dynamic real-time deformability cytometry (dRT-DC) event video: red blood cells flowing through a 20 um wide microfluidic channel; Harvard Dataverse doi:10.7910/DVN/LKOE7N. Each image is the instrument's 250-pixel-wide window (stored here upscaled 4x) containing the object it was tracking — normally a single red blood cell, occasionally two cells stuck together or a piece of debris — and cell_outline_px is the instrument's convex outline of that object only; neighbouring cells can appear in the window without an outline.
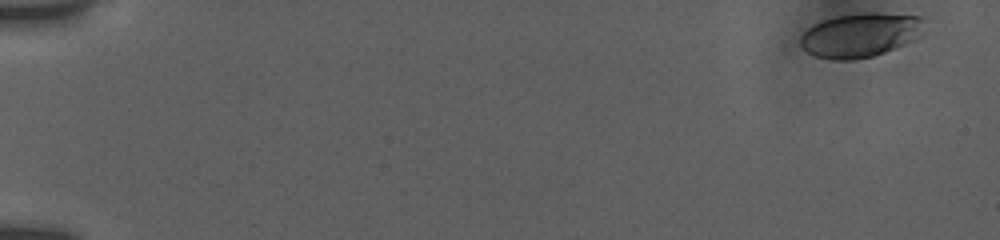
{"species": "human", "species_latin": "Homo sapiens", "temperature_condition": "room temperature", "stored_images_in_passage": 27, "camera_frame_rate_fps": 3000, "um_per_image_px": 0.085, "donor": {"sex": "female"}, "frame": {"image": 1, "passage_image": 1, "time_ms": 0.0, "image_size_px": [1000, 240], "cell_outline_px": [[928, 20], [924, 36], [916, 40], [896, 48], [872, 56], [852, 60], [832, 60], [816, 56], [808, 52], [800, 44], [800, 36], [812, 24], [836, 16], [864, 12], [880, 12], [924, 16]], "centroid_in_image_um": [73.26, 2.95], "position_along_channel_um": 11.7, "area_um2": 32.77}}
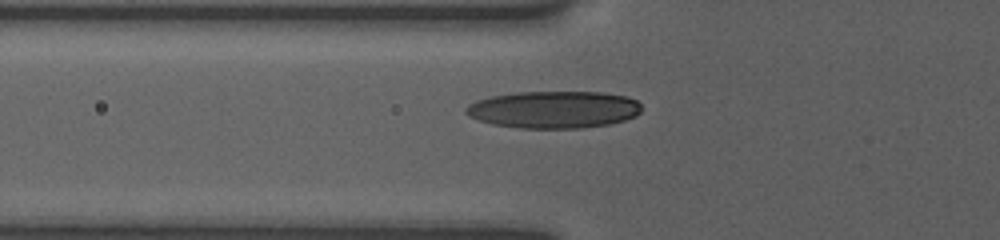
{"frame": {"image": 2, "passage_image": 16, "time_ms": 6.333, "image_size_px": [1000, 240], "cell_outline_px": [[640, 112], [636, 116], [624, 120], [608, 124], [580, 128], [520, 128], [492, 124], [468, 116], [464, 112], [464, 108], [468, 104], [476, 100], [492, 96], [516, 92], [604, 92], [628, 96], [636, 100], [640, 104]], "centroid_in_image_um": [47.06, 9.31], "position_along_channel_um": 78.7, "area_um2": 38.21}}
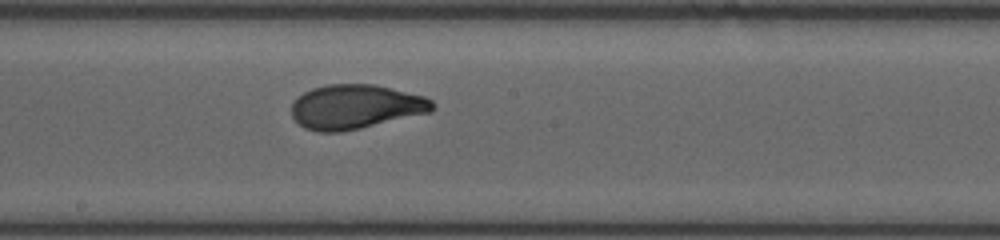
{"frame": {"image": 3, "passage_image": 27, "time_ms": 10.0, "image_size_px": [1000, 240], "cell_outline_px": [[436, 108], [432, 112], [360, 128], [340, 132], [316, 132], [304, 128], [292, 116], [292, 104], [296, 96], [312, 88], [328, 84], [376, 84], [424, 96], [432, 100], [436, 104]], "centroid_in_image_um": [30.24, 9.07], "position_along_channel_um": 218.0, "area_um2": 36.7}}